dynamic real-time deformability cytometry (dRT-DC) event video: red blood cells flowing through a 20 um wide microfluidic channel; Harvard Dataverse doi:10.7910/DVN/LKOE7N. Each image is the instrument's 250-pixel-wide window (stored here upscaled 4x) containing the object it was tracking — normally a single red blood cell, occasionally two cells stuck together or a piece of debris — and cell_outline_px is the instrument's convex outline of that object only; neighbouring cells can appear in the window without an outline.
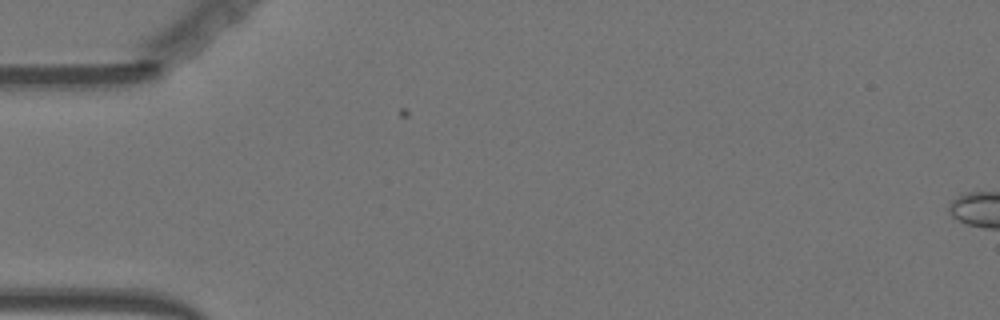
{"species": "Egyptian fruit bat (a non-hibernating species)", "species_latin": "Rousettus aegyptiacus", "temperature_condition": "warm", "stored_images_in_passage": 4, "camera_frame_rate_fps": 3000, "um_per_image_px": 0.085, "animal": {"sex": "female"}, "frame": {"image": 1, "passage_image": 3, "time_ms": 0.667, "image_size_px": [1000, 320], "cell_outline_px": [[252, 36], [236, 60], [208, 84], [192, 92], [188, 88], [188, 84], [192, 72], [236, 28], [252, 28]], "centroid_in_image_um": [18.71, 4.98], "position_along_channel_um": 66.3, "area_um2": 11.5}}